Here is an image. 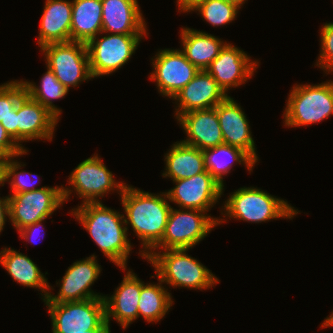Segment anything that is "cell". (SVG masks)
<instances>
[{"label": "cell", "mask_w": 333, "mask_h": 333, "mask_svg": "<svg viewBox=\"0 0 333 333\" xmlns=\"http://www.w3.org/2000/svg\"><path fill=\"white\" fill-rule=\"evenodd\" d=\"M124 207L126 230L128 225L141 240L143 250L139 255L144 258L162 239L172 206L165 192L149 193L128 184L120 195Z\"/></svg>", "instance_id": "6da1fadb"}, {"label": "cell", "mask_w": 333, "mask_h": 333, "mask_svg": "<svg viewBox=\"0 0 333 333\" xmlns=\"http://www.w3.org/2000/svg\"><path fill=\"white\" fill-rule=\"evenodd\" d=\"M93 241L109 261L127 271V260L132 251L124 215L104 206L102 202H89L71 210Z\"/></svg>", "instance_id": "7a4b0ae2"}, {"label": "cell", "mask_w": 333, "mask_h": 333, "mask_svg": "<svg viewBox=\"0 0 333 333\" xmlns=\"http://www.w3.org/2000/svg\"><path fill=\"white\" fill-rule=\"evenodd\" d=\"M188 249L150 251L144 259L155 268L162 283L172 287L207 290L220 280L199 260L187 254Z\"/></svg>", "instance_id": "3957f363"}, {"label": "cell", "mask_w": 333, "mask_h": 333, "mask_svg": "<svg viewBox=\"0 0 333 333\" xmlns=\"http://www.w3.org/2000/svg\"><path fill=\"white\" fill-rule=\"evenodd\" d=\"M221 214L226 218L262 223L273 219L294 218L300 211L287 201L257 187H242L224 201Z\"/></svg>", "instance_id": "277c9868"}, {"label": "cell", "mask_w": 333, "mask_h": 333, "mask_svg": "<svg viewBox=\"0 0 333 333\" xmlns=\"http://www.w3.org/2000/svg\"><path fill=\"white\" fill-rule=\"evenodd\" d=\"M286 127L308 126L333 115V81L295 84L288 95L283 112Z\"/></svg>", "instance_id": "5b68a950"}, {"label": "cell", "mask_w": 333, "mask_h": 333, "mask_svg": "<svg viewBox=\"0 0 333 333\" xmlns=\"http://www.w3.org/2000/svg\"><path fill=\"white\" fill-rule=\"evenodd\" d=\"M184 210V211H183ZM202 210L174 209L170 210L164 235L161 241L151 250L192 249L202 241L211 230L227 222L224 217L214 218Z\"/></svg>", "instance_id": "8992f818"}, {"label": "cell", "mask_w": 333, "mask_h": 333, "mask_svg": "<svg viewBox=\"0 0 333 333\" xmlns=\"http://www.w3.org/2000/svg\"><path fill=\"white\" fill-rule=\"evenodd\" d=\"M68 184L63 186L64 202L70 199V194L75 193L82 199V203L101 202L102 197L111 191H117L119 196L126 183L117 182L112 172L106 167L98 154L83 160L68 176Z\"/></svg>", "instance_id": "52a82bcc"}, {"label": "cell", "mask_w": 333, "mask_h": 333, "mask_svg": "<svg viewBox=\"0 0 333 333\" xmlns=\"http://www.w3.org/2000/svg\"><path fill=\"white\" fill-rule=\"evenodd\" d=\"M40 51L44 53L46 66L68 90L70 87H78L82 81L93 79L85 43L76 41L49 43L43 45Z\"/></svg>", "instance_id": "ba28073f"}, {"label": "cell", "mask_w": 333, "mask_h": 333, "mask_svg": "<svg viewBox=\"0 0 333 333\" xmlns=\"http://www.w3.org/2000/svg\"><path fill=\"white\" fill-rule=\"evenodd\" d=\"M147 35L111 34L91 39L87 45L92 78L112 74L131 59L141 39ZM99 37V38H98Z\"/></svg>", "instance_id": "9c48e42d"}, {"label": "cell", "mask_w": 333, "mask_h": 333, "mask_svg": "<svg viewBox=\"0 0 333 333\" xmlns=\"http://www.w3.org/2000/svg\"><path fill=\"white\" fill-rule=\"evenodd\" d=\"M51 316L52 333H84L105 319L104 297L73 302H45Z\"/></svg>", "instance_id": "30bf717a"}, {"label": "cell", "mask_w": 333, "mask_h": 333, "mask_svg": "<svg viewBox=\"0 0 333 333\" xmlns=\"http://www.w3.org/2000/svg\"><path fill=\"white\" fill-rule=\"evenodd\" d=\"M9 196V219L19 230L49 218L64 204L63 185L46 187Z\"/></svg>", "instance_id": "8fae6325"}, {"label": "cell", "mask_w": 333, "mask_h": 333, "mask_svg": "<svg viewBox=\"0 0 333 333\" xmlns=\"http://www.w3.org/2000/svg\"><path fill=\"white\" fill-rule=\"evenodd\" d=\"M151 60L153 72L149 79L156 82L161 95L170 99L200 71L181 49H160Z\"/></svg>", "instance_id": "7c38bea8"}, {"label": "cell", "mask_w": 333, "mask_h": 333, "mask_svg": "<svg viewBox=\"0 0 333 333\" xmlns=\"http://www.w3.org/2000/svg\"><path fill=\"white\" fill-rule=\"evenodd\" d=\"M173 182L175 187L168 190L166 195L181 209L209 212L223 194V187L207 170Z\"/></svg>", "instance_id": "4fadbf2b"}, {"label": "cell", "mask_w": 333, "mask_h": 333, "mask_svg": "<svg viewBox=\"0 0 333 333\" xmlns=\"http://www.w3.org/2000/svg\"><path fill=\"white\" fill-rule=\"evenodd\" d=\"M96 258L97 256L93 254L83 260H77L68 267L61 281L59 280L58 283L56 281V284L60 286L58 294H51L50 291L44 302L62 303L104 297L91 290V286L100 277L102 271Z\"/></svg>", "instance_id": "5bb4252c"}, {"label": "cell", "mask_w": 333, "mask_h": 333, "mask_svg": "<svg viewBox=\"0 0 333 333\" xmlns=\"http://www.w3.org/2000/svg\"><path fill=\"white\" fill-rule=\"evenodd\" d=\"M250 58L245 51L231 43H226L206 71L227 94L230 88L241 86L254 76L259 62Z\"/></svg>", "instance_id": "9a60e30c"}, {"label": "cell", "mask_w": 333, "mask_h": 333, "mask_svg": "<svg viewBox=\"0 0 333 333\" xmlns=\"http://www.w3.org/2000/svg\"><path fill=\"white\" fill-rule=\"evenodd\" d=\"M59 119L26 93L17 103L18 145L32 140L52 141Z\"/></svg>", "instance_id": "2e32d148"}, {"label": "cell", "mask_w": 333, "mask_h": 333, "mask_svg": "<svg viewBox=\"0 0 333 333\" xmlns=\"http://www.w3.org/2000/svg\"><path fill=\"white\" fill-rule=\"evenodd\" d=\"M224 144L245 151L256 163L259 157L245 112L229 95L216 107Z\"/></svg>", "instance_id": "e0dca14e"}, {"label": "cell", "mask_w": 333, "mask_h": 333, "mask_svg": "<svg viewBox=\"0 0 333 333\" xmlns=\"http://www.w3.org/2000/svg\"><path fill=\"white\" fill-rule=\"evenodd\" d=\"M228 94L218 86L215 79L206 71L200 70L173 98L175 118L193 110L215 108ZM178 107V108H177Z\"/></svg>", "instance_id": "ac0fdd59"}, {"label": "cell", "mask_w": 333, "mask_h": 333, "mask_svg": "<svg viewBox=\"0 0 333 333\" xmlns=\"http://www.w3.org/2000/svg\"><path fill=\"white\" fill-rule=\"evenodd\" d=\"M103 33L148 35L137 0H101Z\"/></svg>", "instance_id": "d6986e66"}, {"label": "cell", "mask_w": 333, "mask_h": 333, "mask_svg": "<svg viewBox=\"0 0 333 333\" xmlns=\"http://www.w3.org/2000/svg\"><path fill=\"white\" fill-rule=\"evenodd\" d=\"M186 133L181 142L200 150L224 144L215 108L188 111L177 118Z\"/></svg>", "instance_id": "ffe728a7"}, {"label": "cell", "mask_w": 333, "mask_h": 333, "mask_svg": "<svg viewBox=\"0 0 333 333\" xmlns=\"http://www.w3.org/2000/svg\"><path fill=\"white\" fill-rule=\"evenodd\" d=\"M119 285L111 296H104L106 321L115 319L126 329L138 318L141 279L129 269Z\"/></svg>", "instance_id": "44dd1931"}, {"label": "cell", "mask_w": 333, "mask_h": 333, "mask_svg": "<svg viewBox=\"0 0 333 333\" xmlns=\"http://www.w3.org/2000/svg\"><path fill=\"white\" fill-rule=\"evenodd\" d=\"M43 9L38 46L71 41L72 1L46 0Z\"/></svg>", "instance_id": "7402d4cb"}, {"label": "cell", "mask_w": 333, "mask_h": 333, "mask_svg": "<svg viewBox=\"0 0 333 333\" xmlns=\"http://www.w3.org/2000/svg\"><path fill=\"white\" fill-rule=\"evenodd\" d=\"M0 264L17 283L41 291L43 301L50 290L54 289L40 268L27 255L14 249L3 248L0 251ZM52 287V288H51ZM50 289V290H49Z\"/></svg>", "instance_id": "603a6c76"}, {"label": "cell", "mask_w": 333, "mask_h": 333, "mask_svg": "<svg viewBox=\"0 0 333 333\" xmlns=\"http://www.w3.org/2000/svg\"><path fill=\"white\" fill-rule=\"evenodd\" d=\"M180 33L181 51L199 70H206L227 43L213 34L193 28L183 27Z\"/></svg>", "instance_id": "cb8c5ba5"}, {"label": "cell", "mask_w": 333, "mask_h": 333, "mask_svg": "<svg viewBox=\"0 0 333 333\" xmlns=\"http://www.w3.org/2000/svg\"><path fill=\"white\" fill-rule=\"evenodd\" d=\"M165 171L163 178L169 177L172 181L195 176L206 171L203 150L187 145L183 142H175L164 155Z\"/></svg>", "instance_id": "d4e9b609"}, {"label": "cell", "mask_w": 333, "mask_h": 333, "mask_svg": "<svg viewBox=\"0 0 333 333\" xmlns=\"http://www.w3.org/2000/svg\"><path fill=\"white\" fill-rule=\"evenodd\" d=\"M101 33V0H72L71 41L87 44Z\"/></svg>", "instance_id": "484cf974"}, {"label": "cell", "mask_w": 333, "mask_h": 333, "mask_svg": "<svg viewBox=\"0 0 333 333\" xmlns=\"http://www.w3.org/2000/svg\"><path fill=\"white\" fill-rule=\"evenodd\" d=\"M203 155L206 170L221 184L223 191L225 189L223 176L230 172L234 162L246 166L250 173L256 163L245 151L227 144L207 148L203 150Z\"/></svg>", "instance_id": "4316f807"}, {"label": "cell", "mask_w": 333, "mask_h": 333, "mask_svg": "<svg viewBox=\"0 0 333 333\" xmlns=\"http://www.w3.org/2000/svg\"><path fill=\"white\" fill-rule=\"evenodd\" d=\"M159 283H144L141 280V292L138 301V318L141 316L147 323H157L169 312L173 305L171 293Z\"/></svg>", "instance_id": "83f0119b"}, {"label": "cell", "mask_w": 333, "mask_h": 333, "mask_svg": "<svg viewBox=\"0 0 333 333\" xmlns=\"http://www.w3.org/2000/svg\"><path fill=\"white\" fill-rule=\"evenodd\" d=\"M47 67V71L41 78V85L37 86L36 83L30 81L21 80L24 85L25 93L46 107L52 114L60 119L61 109L56 107L53 100L63 99L69 92V90L63 86L56 78L51 69Z\"/></svg>", "instance_id": "f1b7e54d"}, {"label": "cell", "mask_w": 333, "mask_h": 333, "mask_svg": "<svg viewBox=\"0 0 333 333\" xmlns=\"http://www.w3.org/2000/svg\"><path fill=\"white\" fill-rule=\"evenodd\" d=\"M240 9L227 0H205L192 8L190 12L198 11L204 21L213 27H219L234 21Z\"/></svg>", "instance_id": "f546056e"}, {"label": "cell", "mask_w": 333, "mask_h": 333, "mask_svg": "<svg viewBox=\"0 0 333 333\" xmlns=\"http://www.w3.org/2000/svg\"><path fill=\"white\" fill-rule=\"evenodd\" d=\"M15 158L17 157H8L5 165V182H9L12 195L44 188L43 186L37 187L36 180L33 181L32 173L26 172L25 170L18 172L25 164L18 162ZM26 175L30 176L32 180L27 179L28 177ZM38 176L37 174L36 177L39 178ZM37 181H39V179Z\"/></svg>", "instance_id": "4dcf8cb0"}, {"label": "cell", "mask_w": 333, "mask_h": 333, "mask_svg": "<svg viewBox=\"0 0 333 333\" xmlns=\"http://www.w3.org/2000/svg\"><path fill=\"white\" fill-rule=\"evenodd\" d=\"M24 94L25 88L21 80L0 85V122L8 117Z\"/></svg>", "instance_id": "1f68e13d"}, {"label": "cell", "mask_w": 333, "mask_h": 333, "mask_svg": "<svg viewBox=\"0 0 333 333\" xmlns=\"http://www.w3.org/2000/svg\"><path fill=\"white\" fill-rule=\"evenodd\" d=\"M320 30V54L315 65L329 74L333 72V22H326Z\"/></svg>", "instance_id": "d6a6232c"}, {"label": "cell", "mask_w": 333, "mask_h": 333, "mask_svg": "<svg viewBox=\"0 0 333 333\" xmlns=\"http://www.w3.org/2000/svg\"><path fill=\"white\" fill-rule=\"evenodd\" d=\"M6 132L4 126L0 123V153L7 157H19L27 154Z\"/></svg>", "instance_id": "836d02e7"}, {"label": "cell", "mask_w": 333, "mask_h": 333, "mask_svg": "<svg viewBox=\"0 0 333 333\" xmlns=\"http://www.w3.org/2000/svg\"><path fill=\"white\" fill-rule=\"evenodd\" d=\"M10 137L18 144L17 105L8 117L0 122Z\"/></svg>", "instance_id": "e575fe53"}, {"label": "cell", "mask_w": 333, "mask_h": 333, "mask_svg": "<svg viewBox=\"0 0 333 333\" xmlns=\"http://www.w3.org/2000/svg\"><path fill=\"white\" fill-rule=\"evenodd\" d=\"M45 220H40L35 222L34 224L27 225L21 229L18 230V233H20V238L28 241V243H34L36 240V235L40 232L39 230L43 229L42 222ZM42 232V231H41ZM44 233V232H43ZM36 234V235H35ZM41 235V234H40ZM34 236V237H33ZM36 236V237H35ZM44 236V235H43ZM33 237V238H32Z\"/></svg>", "instance_id": "d590c367"}, {"label": "cell", "mask_w": 333, "mask_h": 333, "mask_svg": "<svg viewBox=\"0 0 333 333\" xmlns=\"http://www.w3.org/2000/svg\"><path fill=\"white\" fill-rule=\"evenodd\" d=\"M7 217L9 218V196L0 198V234L4 229Z\"/></svg>", "instance_id": "8d00e7d4"}, {"label": "cell", "mask_w": 333, "mask_h": 333, "mask_svg": "<svg viewBox=\"0 0 333 333\" xmlns=\"http://www.w3.org/2000/svg\"><path fill=\"white\" fill-rule=\"evenodd\" d=\"M205 0H177L178 12H190L197 4Z\"/></svg>", "instance_id": "74e56055"}, {"label": "cell", "mask_w": 333, "mask_h": 333, "mask_svg": "<svg viewBox=\"0 0 333 333\" xmlns=\"http://www.w3.org/2000/svg\"><path fill=\"white\" fill-rule=\"evenodd\" d=\"M84 333H111L110 324L105 319L96 329H91Z\"/></svg>", "instance_id": "f35d334b"}, {"label": "cell", "mask_w": 333, "mask_h": 333, "mask_svg": "<svg viewBox=\"0 0 333 333\" xmlns=\"http://www.w3.org/2000/svg\"><path fill=\"white\" fill-rule=\"evenodd\" d=\"M7 158V156L0 158V186H4L5 184V165Z\"/></svg>", "instance_id": "ab89813d"}, {"label": "cell", "mask_w": 333, "mask_h": 333, "mask_svg": "<svg viewBox=\"0 0 333 333\" xmlns=\"http://www.w3.org/2000/svg\"><path fill=\"white\" fill-rule=\"evenodd\" d=\"M329 328V327H333V311L331 312V314L329 316H327L325 318V320L323 321L322 325L320 328Z\"/></svg>", "instance_id": "60d3db41"}, {"label": "cell", "mask_w": 333, "mask_h": 333, "mask_svg": "<svg viewBox=\"0 0 333 333\" xmlns=\"http://www.w3.org/2000/svg\"><path fill=\"white\" fill-rule=\"evenodd\" d=\"M227 1L236 4L239 8H241L242 5L245 4V1L247 0H227Z\"/></svg>", "instance_id": "b9f144b4"}]
</instances>
